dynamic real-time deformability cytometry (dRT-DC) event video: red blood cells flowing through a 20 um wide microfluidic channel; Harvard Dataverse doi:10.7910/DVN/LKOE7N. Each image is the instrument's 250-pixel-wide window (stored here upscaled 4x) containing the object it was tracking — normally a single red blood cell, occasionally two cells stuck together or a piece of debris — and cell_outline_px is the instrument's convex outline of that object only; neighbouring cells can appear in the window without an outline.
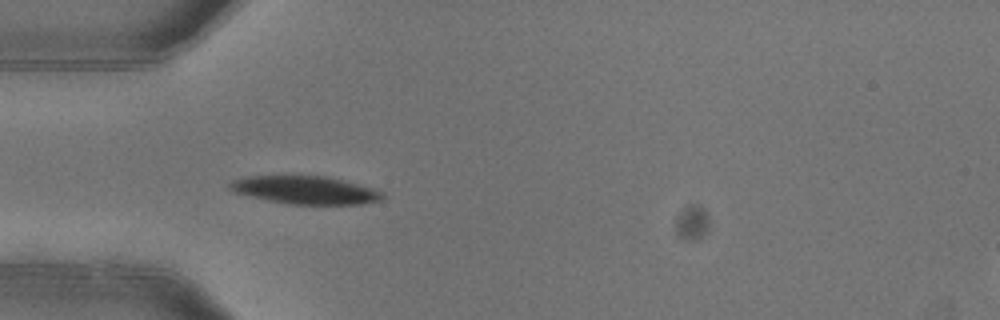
{"species": "common noctule bat (a hibernating species)", "species_latin": "Nyctalus noctula", "temperature_condition": "warm", "stored_images_in_passage": 4, "camera_frame_rate_fps": 3000, "um_per_image_px": 0.085, "animal": {"sex": "female"}, "frame": {"image": 1, "passage_image": 4, "time_ms": 1.0, "image_size_px": [1000, 320], "cell_outline_px": [[384, 196], [380, 200], [360, 204], [288, 204], [268, 200], [232, 192], [228, 188], [228, 184], [232, 180], [244, 176], [328, 176], [344, 180], [372, 188], [380, 192]], "centroid_in_image_um": [25.88, 16.15], "position_along_channel_um": 59.1, "area_um2": 24.8}}